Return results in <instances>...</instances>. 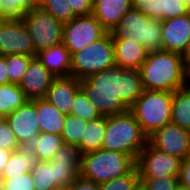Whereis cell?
<instances>
[{"mask_svg": "<svg viewBox=\"0 0 190 190\" xmlns=\"http://www.w3.org/2000/svg\"><path fill=\"white\" fill-rule=\"evenodd\" d=\"M184 87L190 90V64L185 65V84Z\"/></svg>", "mask_w": 190, "mask_h": 190, "instance_id": "f6af8a7d", "label": "cell"}, {"mask_svg": "<svg viewBox=\"0 0 190 190\" xmlns=\"http://www.w3.org/2000/svg\"><path fill=\"white\" fill-rule=\"evenodd\" d=\"M36 57L54 77L71 76L72 54L63 43L36 53Z\"/></svg>", "mask_w": 190, "mask_h": 190, "instance_id": "d6986e66", "label": "cell"}, {"mask_svg": "<svg viewBox=\"0 0 190 190\" xmlns=\"http://www.w3.org/2000/svg\"><path fill=\"white\" fill-rule=\"evenodd\" d=\"M132 7L147 17L164 21V0H131Z\"/></svg>", "mask_w": 190, "mask_h": 190, "instance_id": "836d02e7", "label": "cell"}, {"mask_svg": "<svg viewBox=\"0 0 190 190\" xmlns=\"http://www.w3.org/2000/svg\"><path fill=\"white\" fill-rule=\"evenodd\" d=\"M144 190H174L179 184L178 177L140 178Z\"/></svg>", "mask_w": 190, "mask_h": 190, "instance_id": "e575fe53", "label": "cell"}, {"mask_svg": "<svg viewBox=\"0 0 190 190\" xmlns=\"http://www.w3.org/2000/svg\"><path fill=\"white\" fill-rule=\"evenodd\" d=\"M181 161L182 159L179 157L160 151L147 142L139 153L136 167L138 168L140 178L178 177Z\"/></svg>", "mask_w": 190, "mask_h": 190, "instance_id": "30bf717a", "label": "cell"}, {"mask_svg": "<svg viewBox=\"0 0 190 190\" xmlns=\"http://www.w3.org/2000/svg\"><path fill=\"white\" fill-rule=\"evenodd\" d=\"M80 88L101 116L126 113L144 91L139 70L118 65L80 80Z\"/></svg>", "mask_w": 190, "mask_h": 190, "instance_id": "6da1fadb", "label": "cell"}, {"mask_svg": "<svg viewBox=\"0 0 190 190\" xmlns=\"http://www.w3.org/2000/svg\"><path fill=\"white\" fill-rule=\"evenodd\" d=\"M148 142L134 116L126 113L106 116V131L102 149L131 155L137 160Z\"/></svg>", "mask_w": 190, "mask_h": 190, "instance_id": "3957f363", "label": "cell"}, {"mask_svg": "<svg viewBox=\"0 0 190 190\" xmlns=\"http://www.w3.org/2000/svg\"><path fill=\"white\" fill-rule=\"evenodd\" d=\"M76 16H88L93 13V0H68Z\"/></svg>", "mask_w": 190, "mask_h": 190, "instance_id": "f35d334b", "label": "cell"}, {"mask_svg": "<svg viewBox=\"0 0 190 190\" xmlns=\"http://www.w3.org/2000/svg\"><path fill=\"white\" fill-rule=\"evenodd\" d=\"M135 167L136 160L131 155L101 148L81 154L79 175L101 184L126 175Z\"/></svg>", "mask_w": 190, "mask_h": 190, "instance_id": "277c9868", "label": "cell"}, {"mask_svg": "<svg viewBox=\"0 0 190 190\" xmlns=\"http://www.w3.org/2000/svg\"><path fill=\"white\" fill-rule=\"evenodd\" d=\"M34 190H51L55 188L54 164L38 160L30 171Z\"/></svg>", "mask_w": 190, "mask_h": 190, "instance_id": "4316f807", "label": "cell"}, {"mask_svg": "<svg viewBox=\"0 0 190 190\" xmlns=\"http://www.w3.org/2000/svg\"><path fill=\"white\" fill-rule=\"evenodd\" d=\"M189 12L183 0H164V20L182 16Z\"/></svg>", "mask_w": 190, "mask_h": 190, "instance_id": "74e56055", "label": "cell"}, {"mask_svg": "<svg viewBox=\"0 0 190 190\" xmlns=\"http://www.w3.org/2000/svg\"><path fill=\"white\" fill-rule=\"evenodd\" d=\"M64 145L61 135L40 132L29 146L38 160L50 161L54 153Z\"/></svg>", "mask_w": 190, "mask_h": 190, "instance_id": "484cf974", "label": "cell"}, {"mask_svg": "<svg viewBox=\"0 0 190 190\" xmlns=\"http://www.w3.org/2000/svg\"><path fill=\"white\" fill-rule=\"evenodd\" d=\"M185 65L190 64V41L188 42L183 54L181 55Z\"/></svg>", "mask_w": 190, "mask_h": 190, "instance_id": "ee69618b", "label": "cell"}, {"mask_svg": "<svg viewBox=\"0 0 190 190\" xmlns=\"http://www.w3.org/2000/svg\"><path fill=\"white\" fill-rule=\"evenodd\" d=\"M139 72L145 90L174 92L185 84V64L178 53L150 52Z\"/></svg>", "mask_w": 190, "mask_h": 190, "instance_id": "7a4b0ae2", "label": "cell"}, {"mask_svg": "<svg viewBox=\"0 0 190 190\" xmlns=\"http://www.w3.org/2000/svg\"><path fill=\"white\" fill-rule=\"evenodd\" d=\"M79 89V79L73 76L55 77L44 99L61 113L69 115L75 94Z\"/></svg>", "mask_w": 190, "mask_h": 190, "instance_id": "e0dca14e", "label": "cell"}, {"mask_svg": "<svg viewBox=\"0 0 190 190\" xmlns=\"http://www.w3.org/2000/svg\"><path fill=\"white\" fill-rule=\"evenodd\" d=\"M178 182L180 185L190 189V153L181 161Z\"/></svg>", "mask_w": 190, "mask_h": 190, "instance_id": "ab89813d", "label": "cell"}, {"mask_svg": "<svg viewBox=\"0 0 190 190\" xmlns=\"http://www.w3.org/2000/svg\"><path fill=\"white\" fill-rule=\"evenodd\" d=\"M141 185L138 168L126 175L98 184L99 190H135Z\"/></svg>", "mask_w": 190, "mask_h": 190, "instance_id": "1f68e13d", "label": "cell"}, {"mask_svg": "<svg viewBox=\"0 0 190 190\" xmlns=\"http://www.w3.org/2000/svg\"><path fill=\"white\" fill-rule=\"evenodd\" d=\"M21 147H29L40 134L35 105L31 100L5 117Z\"/></svg>", "mask_w": 190, "mask_h": 190, "instance_id": "4fadbf2b", "label": "cell"}, {"mask_svg": "<svg viewBox=\"0 0 190 190\" xmlns=\"http://www.w3.org/2000/svg\"><path fill=\"white\" fill-rule=\"evenodd\" d=\"M171 123L190 131V90L185 87L173 92Z\"/></svg>", "mask_w": 190, "mask_h": 190, "instance_id": "603a6c76", "label": "cell"}, {"mask_svg": "<svg viewBox=\"0 0 190 190\" xmlns=\"http://www.w3.org/2000/svg\"><path fill=\"white\" fill-rule=\"evenodd\" d=\"M70 190H99L98 184L80 175L69 186Z\"/></svg>", "mask_w": 190, "mask_h": 190, "instance_id": "60d3db41", "label": "cell"}, {"mask_svg": "<svg viewBox=\"0 0 190 190\" xmlns=\"http://www.w3.org/2000/svg\"><path fill=\"white\" fill-rule=\"evenodd\" d=\"M0 55L35 57L32 37L22 19H0Z\"/></svg>", "mask_w": 190, "mask_h": 190, "instance_id": "8fae6325", "label": "cell"}, {"mask_svg": "<svg viewBox=\"0 0 190 190\" xmlns=\"http://www.w3.org/2000/svg\"><path fill=\"white\" fill-rule=\"evenodd\" d=\"M34 56L29 55H7L6 65L10 83L18 84L27 72L28 65Z\"/></svg>", "mask_w": 190, "mask_h": 190, "instance_id": "d6a6232c", "label": "cell"}, {"mask_svg": "<svg viewBox=\"0 0 190 190\" xmlns=\"http://www.w3.org/2000/svg\"><path fill=\"white\" fill-rule=\"evenodd\" d=\"M106 131V116L88 122L81 143L77 146L81 153L102 148Z\"/></svg>", "mask_w": 190, "mask_h": 190, "instance_id": "cb8c5ba5", "label": "cell"}, {"mask_svg": "<svg viewBox=\"0 0 190 190\" xmlns=\"http://www.w3.org/2000/svg\"><path fill=\"white\" fill-rule=\"evenodd\" d=\"M31 101L35 105L40 132L61 135L66 114L58 111L44 98L32 99Z\"/></svg>", "mask_w": 190, "mask_h": 190, "instance_id": "44dd1931", "label": "cell"}, {"mask_svg": "<svg viewBox=\"0 0 190 190\" xmlns=\"http://www.w3.org/2000/svg\"><path fill=\"white\" fill-rule=\"evenodd\" d=\"M38 6L63 24L77 17L68 0H40Z\"/></svg>", "mask_w": 190, "mask_h": 190, "instance_id": "f546056e", "label": "cell"}, {"mask_svg": "<svg viewBox=\"0 0 190 190\" xmlns=\"http://www.w3.org/2000/svg\"><path fill=\"white\" fill-rule=\"evenodd\" d=\"M172 99L173 92L144 89L141 96L130 106L129 112L147 137L171 123Z\"/></svg>", "mask_w": 190, "mask_h": 190, "instance_id": "5b68a950", "label": "cell"}, {"mask_svg": "<svg viewBox=\"0 0 190 190\" xmlns=\"http://www.w3.org/2000/svg\"><path fill=\"white\" fill-rule=\"evenodd\" d=\"M185 2L186 7L190 11V0H183Z\"/></svg>", "mask_w": 190, "mask_h": 190, "instance_id": "c3c4849f", "label": "cell"}, {"mask_svg": "<svg viewBox=\"0 0 190 190\" xmlns=\"http://www.w3.org/2000/svg\"><path fill=\"white\" fill-rule=\"evenodd\" d=\"M71 114L87 122L101 117L99 112L95 109L81 88L75 94L71 108Z\"/></svg>", "mask_w": 190, "mask_h": 190, "instance_id": "4dcf8cb0", "label": "cell"}, {"mask_svg": "<svg viewBox=\"0 0 190 190\" xmlns=\"http://www.w3.org/2000/svg\"><path fill=\"white\" fill-rule=\"evenodd\" d=\"M161 23L162 20L147 17L132 7L110 33L113 40L133 38L143 45L148 53L157 52L163 50Z\"/></svg>", "mask_w": 190, "mask_h": 190, "instance_id": "8992f818", "label": "cell"}, {"mask_svg": "<svg viewBox=\"0 0 190 190\" xmlns=\"http://www.w3.org/2000/svg\"><path fill=\"white\" fill-rule=\"evenodd\" d=\"M63 33V44L73 54L102 38L107 31L91 14L64 23Z\"/></svg>", "mask_w": 190, "mask_h": 190, "instance_id": "9c48e42d", "label": "cell"}, {"mask_svg": "<svg viewBox=\"0 0 190 190\" xmlns=\"http://www.w3.org/2000/svg\"><path fill=\"white\" fill-rule=\"evenodd\" d=\"M148 142L156 149L180 159L190 153V131L173 123L156 130L148 137Z\"/></svg>", "mask_w": 190, "mask_h": 190, "instance_id": "7c38bea8", "label": "cell"}, {"mask_svg": "<svg viewBox=\"0 0 190 190\" xmlns=\"http://www.w3.org/2000/svg\"><path fill=\"white\" fill-rule=\"evenodd\" d=\"M174 190H190V189L178 184Z\"/></svg>", "mask_w": 190, "mask_h": 190, "instance_id": "7dc6e473", "label": "cell"}, {"mask_svg": "<svg viewBox=\"0 0 190 190\" xmlns=\"http://www.w3.org/2000/svg\"><path fill=\"white\" fill-rule=\"evenodd\" d=\"M10 151H7L3 148H0V176L5 168V165L8 163L9 158L11 156Z\"/></svg>", "mask_w": 190, "mask_h": 190, "instance_id": "7bdbcfd3", "label": "cell"}, {"mask_svg": "<svg viewBox=\"0 0 190 190\" xmlns=\"http://www.w3.org/2000/svg\"><path fill=\"white\" fill-rule=\"evenodd\" d=\"M115 65L123 69H137L146 60L148 52L135 39L113 40Z\"/></svg>", "mask_w": 190, "mask_h": 190, "instance_id": "ffe728a7", "label": "cell"}, {"mask_svg": "<svg viewBox=\"0 0 190 190\" xmlns=\"http://www.w3.org/2000/svg\"><path fill=\"white\" fill-rule=\"evenodd\" d=\"M37 6L35 0H0V19H22Z\"/></svg>", "mask_w": 190, "mask_h": 190, "instance_id": "f1b7e54d", "label": "cell"}, {"mask_svg": "<svg viewBox=\"0 0 190 190\" xmlns=\"http://www.w3.org/2000/svg\"><path fill=\"white\" fill-rule=\"evenodd\" d=\"M22 20L27 26L36 53L63 43V23L56 20L39 6L24 14Z\"/></svg>", "mask_w": 190, "mask_h": 190, "instance_id": "ba28073f", "label": "cell"}, {"mask_svg": "<svg viewBox=\"0 0 190 190\" xmlns=\"http://www.w3.org/2000/svg\"><path fill=\"white\" fill-rule=\"evenodd\" d=\"M54 78L35 56L31 59L19 87L29 100L45 98Z\"/></svg>", "mask_w": 190, "mask_h": 190, "instance_id": "2e32d148", "label": "cell"}, {"mask_svg": "<svg viewBox=\"0 0 190 190\" xmlns=\"http://www.w3.org/2000/svg\"><path fill=\"white\" fill-rule=\"evenodd\" d=\"M161 30L163 50L182 55L190 41V12L162 21Z\"/></svg>", "mask_w": 190, "mask_h": 190, "instance_id": "9a60e30c", "label": "cell"}, {"mask_svg": "<svg viewBox=\"0 0 190 190\" xmlns=\"http://www.w3.org/2000/svg\"><path fill=\"white\" fill-rule=\"evenodd\" d=\"M29 99L18 84L0 85V116L5 118L28 102Z\"/></svg>", "mask_w": 190, "mask_h": 190, "instance_id": "d4e9b609", "label": "cell"}, {"mask_svg": "<svg viewBox=\"0 0 190 190\" xmlns=\"http://www.w3.org/2000/svg\"><path fill=\"white\" fill-rule=\"evenodd\" d=\"M1 190H34L31 173L11 177V179H0Z\"/></svg>", "mask_w": 190, "mask_h": 190, "instance_id": "8d00e7d4", "label": "cell"}, {"mask_svg": "<svg viewBox=\"0 0 190 190\" xmlns=\"http://www.w3.org/2000/svg\"><path fill=\"white\" fill-rule=\"evenodd\" d=\"M20 144L14 135L6 118L0 119V148L14 152L20 148Z\"/></svg>", "mask_w": 190, "mask_h": 190, "instance_id": "d590c367", "label": "cell"}, {"mask_svg": "<svg viewBox=\"0 0 190 190\" xmlns=\"http://www.w3.org/2000/svg\"><path fill=\"white\" fill-rule=\"evenodd\" d=\"M51 190H70L69 186H58Z\"/></svg>", "mask_w": 190, "mask_h": 190, "instance_id": "bcb514c9", "label": "cell"}, {"mask_svg": "<svg viewBox=\"0 0 190 190\" xmlns=\"http://www.w3.org/2000/svg\"><path fill=\"white\" fill-rule=\"evenodd\" d=\"M135 190H144V188L140 185L138 188H136Z\"/></svg>", "mask_w": 190, "mask_h": 190, "instance_id": "681fc988", "label": "cell"}, {"mask_svg": "<svg viewBox=\"0 0 190 190\" xmlns=\"http://www.w3.org/2000/svg\"><path fill=\"white\" fill-rule=\"evenodd\" d=\"M87 125V121H84L73 114L66 115V120L61 133L64 144L78 146L81 143Z\"/></svg>", "mask_w": 190, "mask_h": 190, "instance_id": "83f0119b", "label": "cell"}, {"mask_svg": "<svg viewBox=\"0 0 190 190\" xmlns=\"http://www.w3.org/2000/svg\"><path fill=\"white\" fill-rule=\"evenodd\" d=\"M7 68L6 56L0 55V85L10 83Z\"/></svg>", "mask_w": 190, "mask_h": 190, "instance_id": "b9f144b4", "label": "cell"}, {"mask_svg": "<svg viewBox=\"0 0 190 190\" xmlns=\"http://www.w3.org/2000/svg\"><path fill=\"white\" fill-rule=\"evenodd\" d=\"M114 65L113 38L107 32L99 40L72 54L71 76L79 80L86 79Z\"/></svg>", "mask_w": 190, "mask_h": 190, "instance_id": "52a82bcc", "label": "cell"}, {"mask_svg": "<svg viewBox=\"0 0 190 190\" xmlns=\"http://www.w3.org/2000/svg\"><path fill=\"white\" fill-rule=\"evenodd\" d=\"M38 159L30 147H20L11 153L8 163L0 176V179H11L30 172Z\"/></svg>", "mask_w": 190, "mask_h": 190, "instance_id": "7402d4cb", "label": "cell"}, {"mask_svg": "<svg viewBox=\"0 0 190 190\" xmlns=\"http://www.w3.org/2000/svg\"><path fill=\"white\" fill-rule=\"evenodd\" d=\"M131 8V0H93L92 15L107 32H112Z\"/></svg>", "mask_w": 190, "mask_h": 190, "instance_id": "ac0fdd59", "label": "cell"}, {"mask_svg": "<svg viewBox=\"0 0 190 190\" xmlns=\"http://www.w3.org/2000/svg\"><path fill=\"white\" fill-rule=\"evenodd\" d=\"M81 152L77 146L64 144L50 160L54 164L55 187L70 186L79 176Z\"/></svg>", "mask_w": 190, "mask_h": 190, "instance_id": "5bb4252c", "label": "cell"}]
</instances>
